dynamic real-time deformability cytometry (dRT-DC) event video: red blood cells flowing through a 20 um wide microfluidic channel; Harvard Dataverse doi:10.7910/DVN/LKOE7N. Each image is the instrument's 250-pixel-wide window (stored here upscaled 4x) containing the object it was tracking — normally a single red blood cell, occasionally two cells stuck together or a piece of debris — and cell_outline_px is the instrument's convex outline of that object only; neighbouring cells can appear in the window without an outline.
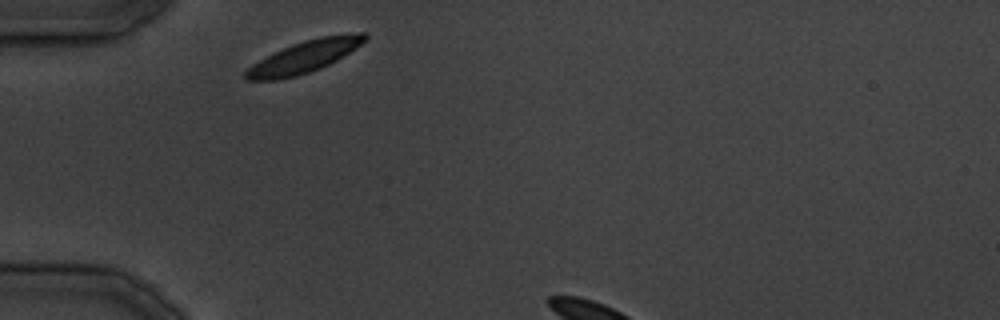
{"species": "common noctule bat (a hibernating species)", "species_latin": "Nyctalus noctula", "temperature_condition": "cold", "stored_images_in_passage": 4, "camera_frame_rate_fps": 3000, "um_per_image_px": 0.085, "animal": {"sex": "male", "body_mass_g": 19.5, "forearm_length_mm": 54.6}, "frame": {"image": 1, "passage_image": 1, "time_ms": 0.0, "image_size_px": [1000, 320], "cell_outline_px": [[368, 40], [336, 60], [320, 68], [296, 76], [276, 80], [244, 80], [244, 72], [252, 64], [292, 44], [304, 40], [320, 36], [356, 32], [368, 32]], "centroid_in_image_um": [25.9, 4.8], "position_along_channel_um": 59.1, "area_um2": 22.02}}